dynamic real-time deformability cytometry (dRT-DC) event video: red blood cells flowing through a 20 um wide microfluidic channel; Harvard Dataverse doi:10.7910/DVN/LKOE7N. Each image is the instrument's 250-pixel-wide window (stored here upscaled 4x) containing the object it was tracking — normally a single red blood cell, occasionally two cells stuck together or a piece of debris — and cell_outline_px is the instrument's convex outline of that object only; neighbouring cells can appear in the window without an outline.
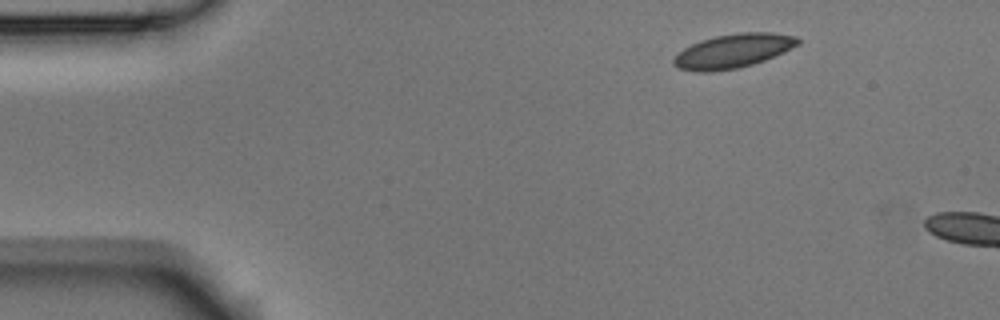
{"species": "Egyptian fruit bat (a non-hibernating species)", "species_latin": "Rousettus aegyptiacus", "temperature_condition": "room temperature", "stored_images_in_passage": 2, "camera_frame_rate_fps": 3000, "um_per_image_px": 0.085, "animal": {"sex": "male"}, "frame": {"image": 1, "passage_image": 1, "time_ms": 0.0, "image_size_px": [1000, 320], "cell_outline_px": [[800, 44], [764, 60], [752, 64], [736, 68], [708, 72], [696, 72], [680, 68], [672, 64], [672, 60], [676, 52], [700, 40], [716, 36], [736, 32], [772, 32], [796, 36], [800, 40]], "centroid_in_image_um": [62.28, 4.32], "position_along_channel_um": 22.7, "area_um2": 24.62}}